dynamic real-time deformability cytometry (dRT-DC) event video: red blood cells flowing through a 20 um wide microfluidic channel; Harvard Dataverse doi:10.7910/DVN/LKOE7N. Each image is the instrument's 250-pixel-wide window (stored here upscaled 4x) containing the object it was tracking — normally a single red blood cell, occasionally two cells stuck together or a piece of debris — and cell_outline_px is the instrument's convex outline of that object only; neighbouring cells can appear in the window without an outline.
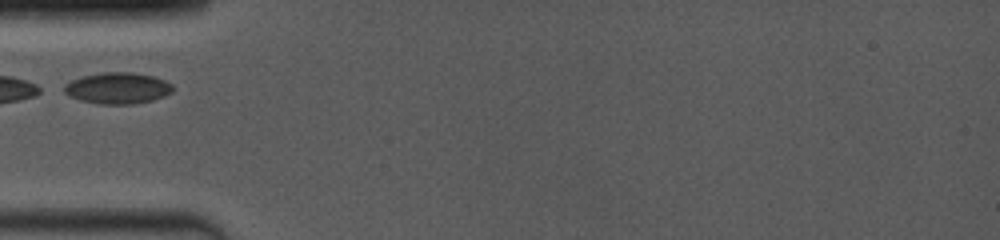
{"species": "common noctule bat (a hibernating species)", "species_latin": "Nyctalus noctula", "temperature_condition": "room temperature", "stored_images_in_passage": 11, "camera_frame_rate_fps": 4000, "um_per_image_px": 0.085, "animal": {"sex": "female", "body_mass_g": 19.0, "forearm_length_mm": 53.3}, "frame": {"image": 1, "passage_image": 1, "time_ms": 0.0, "image_size_px": [1000, 240], "cell_outline_px": [[172, 92], [164, 96], [152, 100], [132, 104], [100, 104], [80, 100], [64, 92], [64, 84], [72, 80], [84, 76], [104, 72], [132, 72], [152, 76], [164, 80], [172, 84]], "centroid_in_image_um": [10.01, 7.49], "position_along_channel_um": 75.0, "area_um2": 19.59}}